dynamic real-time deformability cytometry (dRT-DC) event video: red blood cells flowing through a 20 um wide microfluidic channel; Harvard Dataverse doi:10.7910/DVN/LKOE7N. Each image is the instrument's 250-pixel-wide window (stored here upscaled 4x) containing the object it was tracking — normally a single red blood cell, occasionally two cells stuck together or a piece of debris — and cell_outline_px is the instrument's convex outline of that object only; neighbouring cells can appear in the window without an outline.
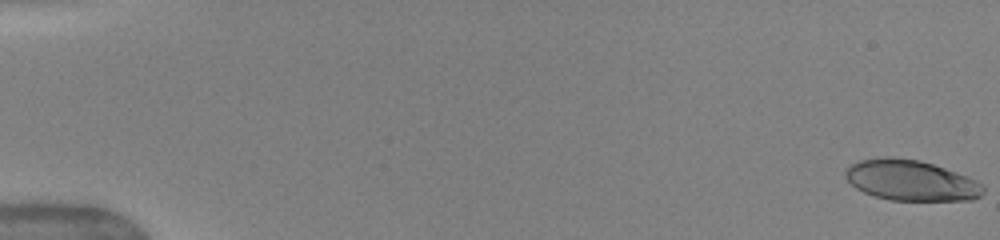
{"species": "human", "species_latin": "Homo sapiens", "temperature_condition": "warm", "stored_images_in_passage": 51, "camera_frame_rate_fps": 3000, "um_per_image_px": 0.085, "donor": {"sex": "female"}, "frame": {"image": 1, "passage_image": 1, "time_ms": 0.0, "image_size_px": [1000, 240], "cell_outline_px": [[984, 192], [980, 196], [972, 200], [892, 200], [876, 196], [864, 192], [856, 188], [844, 176], [844, 172], [852, 164], [860, 160], [884, 156], [892, 156], [920, 160], [968, 176], [980, 184], [984, 188]], "centroid_in_image_um": [77.42, 15.32], "position_along_channel_um": 7.6, "area_um2": 32.43}}
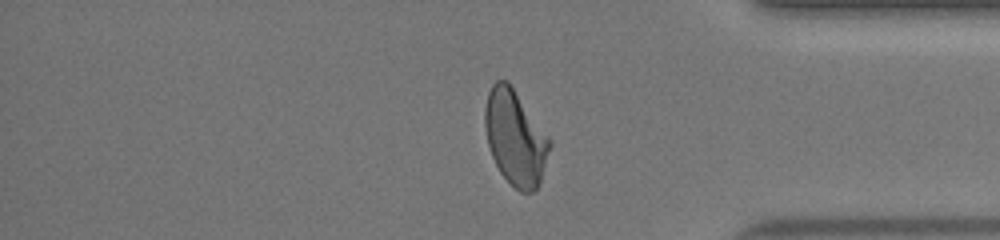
{"frame": {"image": 2, "passage_image": 43, "time_ms": 14.0, "image_size_px": [1000, 240], "cell_outline_px": [[552, 144], [540, 180], [536, 188], [532, 192], [520, 192], [500, 172], [492, 156], [488, 144], [484, 128], [484, 108], [488, 92], [492, 84], [496, 80], [508, 80], [552, 140]], "centroid_in_image_um": [43.79, 11.66], "position_along_channel_um": 391.4, "area_um2": 35.84}}
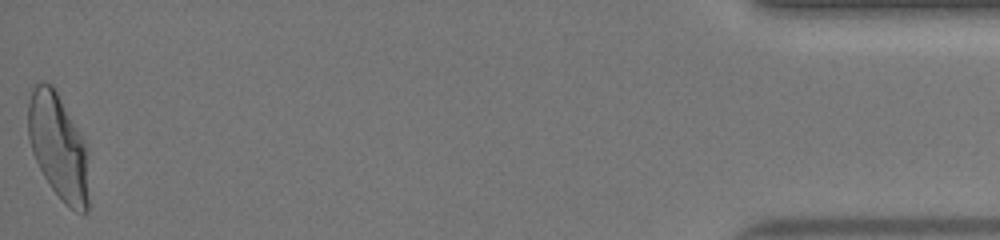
{"frame": {"image": 3, "passage_image": 51, "time_ms": 16.667, "image_size_px": [1000, 240], "cell_outline_px": [[88, 212], [76, 212], [52, 188], [44, 176], [32, 152], [28, 136], [28, 104], [32, 88], [36, 84], [44, 80], [52, 84], [84, 140], [88, 148]], "centroid_in_image_um": [4.96, 12.43], "position_along_channel_um": 430.2, "area_um2": 37.17}, "authors_computed_cell_mechanics": {"area_um2": 35.0846, "velocity_mm_per_s": 4.0745, "shape_relaxation_time_tau1_ms": 5.5541, "shape_relaxation_time_tau2_ms": 1.1037, "deformation_change_tau1": 0.242, "deformation_change_tau2": 0.0793}}